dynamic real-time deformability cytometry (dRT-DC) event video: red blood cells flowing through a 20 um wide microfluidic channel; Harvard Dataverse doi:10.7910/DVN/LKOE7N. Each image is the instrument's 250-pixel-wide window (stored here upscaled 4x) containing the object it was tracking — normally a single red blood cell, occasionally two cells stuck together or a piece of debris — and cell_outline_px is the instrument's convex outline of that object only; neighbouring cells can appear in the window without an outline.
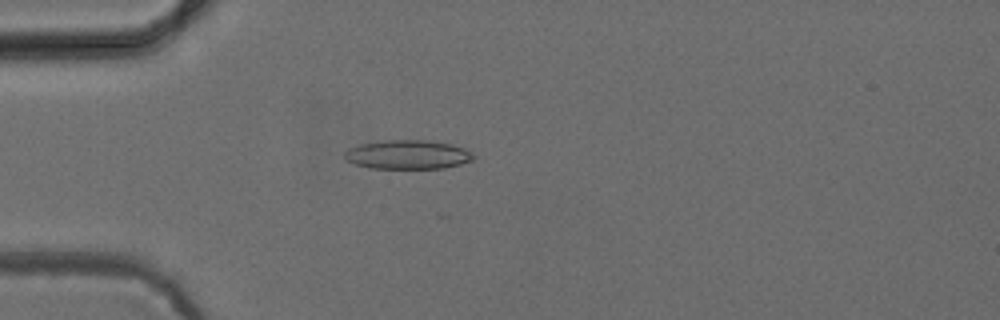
{"species": "common noctule bat (a hibernating species)", "species_latin": "Nyctalus noctula", "temperature_condition": "cold", "stored_images_in_passage": 27, "camera_frame_rate_fps": 3000, "um_per_image_px": 0.085, "animal": {"sex": "female", "body_mass_g": 24.6, "forearm_length_mm": 56.2}, "frame": {"image": 1, "passage_image": 12, "time_ms": 3.667, "image_size_px": [1000, 320], "cell_outline_px": [[476, 156], [472, 160], [460, 164], [444, 168], [372, 168], [356, 164], [344, 160], [344, 152], [348, 148], [360, 144], [384, 140], [428, 140], [452, 144], [464, 148], [472, 152]], "centroid_in_image_um": [34.66, 13.13], "position_along_channel_um": 50.3, "area_um2": 21.91}}
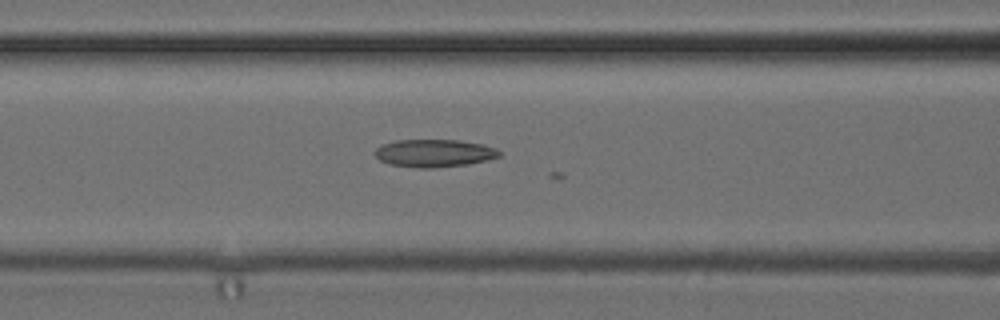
{"frame": {"image": 2, "passage_image": 19, "time_ms": 6.0, "image_size_px": [1000, 320], "cell_outline_px": [[500, 156], [488, 160], [468, 164], [432, 168], [420, 168], [392, 164], [380, 160], [376, 156], [376, 148], [380, 144], [396, 140], [456, 140], [484, 144], [496, 148], [500, 152]], "centroid_in_image_um": [36.93, 13.01], "position_along_channel_um": 129.7, "area_um2": 20.0}}
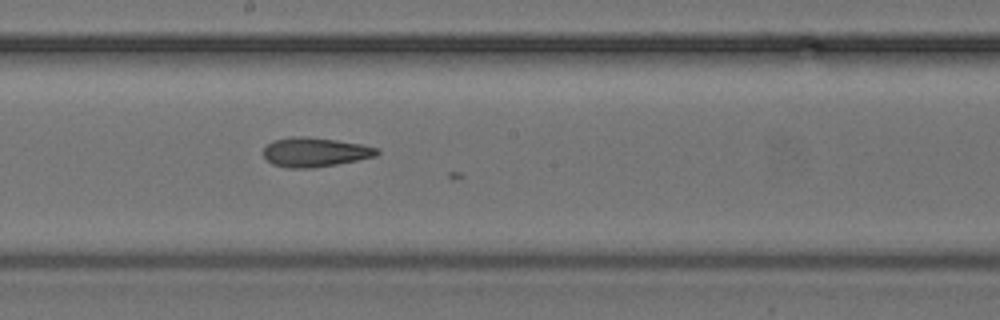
{"frame": {"image": 3, "passage_image": 26, "time_ms": 8.333, "image_size_px": [1000, 320], "cell_outline_px": [[380, 152], [376, 156], [336, 164], [312, 168], [288, 168], [272, 164], [264, 156], [264, 148], [272, 140], [292, 136], [308, 136], [336, 140], [360, 144], [380, 148]], "centroid_in_image_um": [26.76, 12.92], "position_along_channel_um": 221.4, "area_um2": 19.42}}